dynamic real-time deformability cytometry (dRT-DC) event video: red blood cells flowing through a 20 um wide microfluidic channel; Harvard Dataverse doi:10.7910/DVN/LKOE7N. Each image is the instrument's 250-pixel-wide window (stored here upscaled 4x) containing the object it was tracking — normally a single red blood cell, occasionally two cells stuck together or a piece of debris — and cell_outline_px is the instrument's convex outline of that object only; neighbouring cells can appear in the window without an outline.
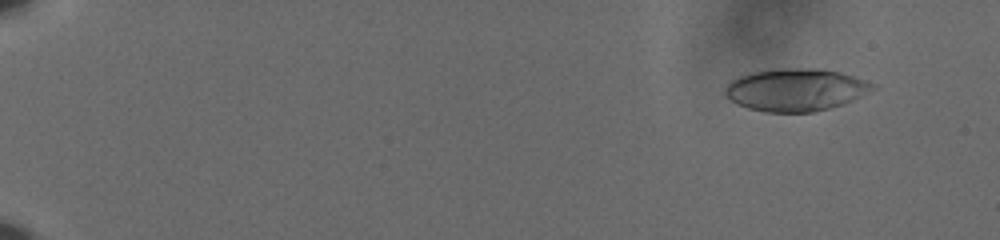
{"species": "human", "species_latin": "Homo sapiens", "temperature_condition": "cold", "stored_images_in_passage": 60, "camera_frame_rate_fps": 3000, "um_per_image_px": 0.085, "donor": {"sex": "male"}, "frame": {"image": 1, "passage_image": 6, "time_ms": 1.667, "image_size_px": [1000, 240], "cell_outline_px": [[876, 88], [844, 104], [832, 108], [812, 112], [764, 112], [748, 108], [736, 104], [724, 92], [724, 88], [732, 80], [740, 76], [752, 72], [792, 68], [816, 68], [840, 72], [876, 84]], "centroid_in_image_um": [67.65, 7.64], "position_along_channel_um": 17.4, "area_um2": 36.3}}
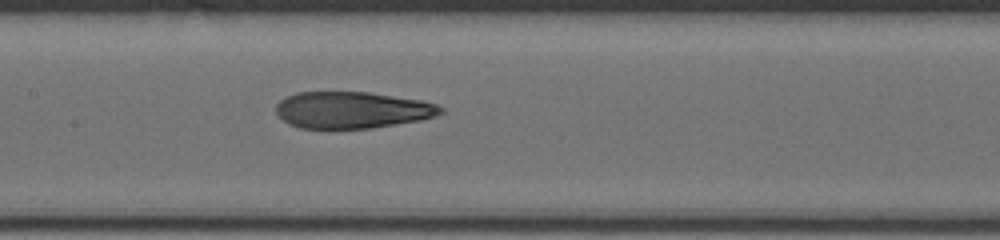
{"frame": {"image": 2, "passage_image": 33, "time_ms": 10.667, "image_size_px": [1000, 240], "cell_outline_px": [[444, 112], [436, 116], [420, 120], [372, 128], [300, 128], [288, 124], [276, 112], [276, 104], [280, 100], [296, 92], [368, 92], [420, 100], [436, 104], [444, 108]], "centroid_in_image_um": [29.93, 9.35], "position_along_channel_um": 177.5, "area_um2": 35.08}}
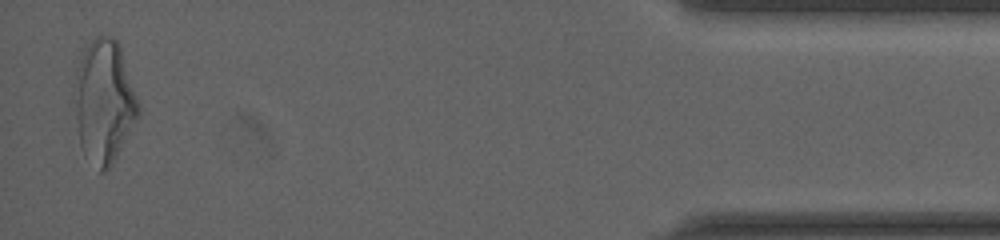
{"frame": {"image": 3, "passage_image": 59, "time_ms": 19.333, "image_size_px": [1000, 240], "cell_outline_px": [[140, 112], [136, 120], [112, 164], [104, 172], [100, 172], [80, 144], [72, 92], [76, 68], [84, 48], [96, 36], [112, 36], [116, 40], [120, 48], [140, 108]], "centroid_in_image_um": [8.81, 8.58], "position_along_channel_um": 426.4, "area_um2": 45.2}, "authors_computed_cell_mechanics": {"area_um2": 36.5874, "velocity_mm_per_s": 3.6423, "shape_relaxation_time_tau1_ms": 7.9608, "shape_relaxation_time_tau2_ms": 2.0084, "deformation_change_tau1": 0.2275, "deformation_change_tau2": 0.112}}